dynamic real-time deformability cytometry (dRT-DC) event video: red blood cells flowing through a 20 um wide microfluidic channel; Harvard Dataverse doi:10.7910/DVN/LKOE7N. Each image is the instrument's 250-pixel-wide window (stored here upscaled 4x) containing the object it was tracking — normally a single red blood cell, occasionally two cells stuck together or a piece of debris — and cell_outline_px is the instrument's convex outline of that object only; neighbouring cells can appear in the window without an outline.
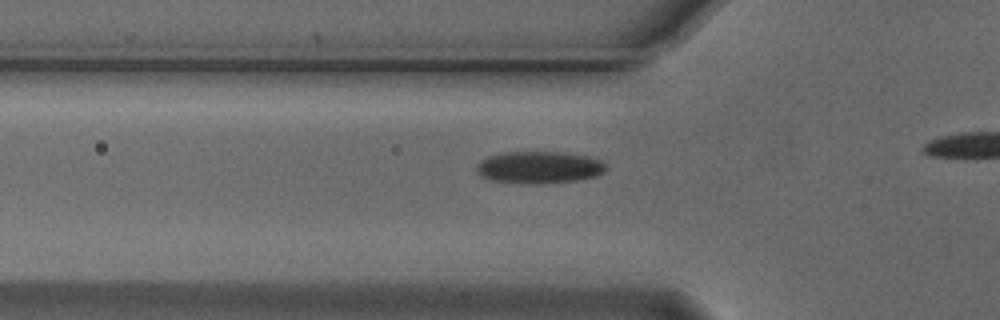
{"species": "Egyptian fruit bat (a non-hibernating species)", "species_latin": "Rousettus aegyptiacus", "temperature_condition": "cold", "stored_images_in_passage": 15, "camera_frame_rate_fps": 3000, "um_per_image_px": 0.085, "animal": {"sex": "male"}, "frame": {"image": 1, "passage_image": 6, "time_ms": 1.667, "image_size_px": [1000, 320], "cell_outline_px": [[608, 168], [604, 172], [596, 176], [576, 180], [540, 184], [528, 184], [488, 180], [480, 176], [476, 172], [476, 164], [480, 160], [488, 156], [504, 152], [564, 152], [588, 156], [600, 160]], "centroid_in_image_um": [45.79, 14.23], "position_along_channel_um": 80.0, "area_um2": 24.51}}
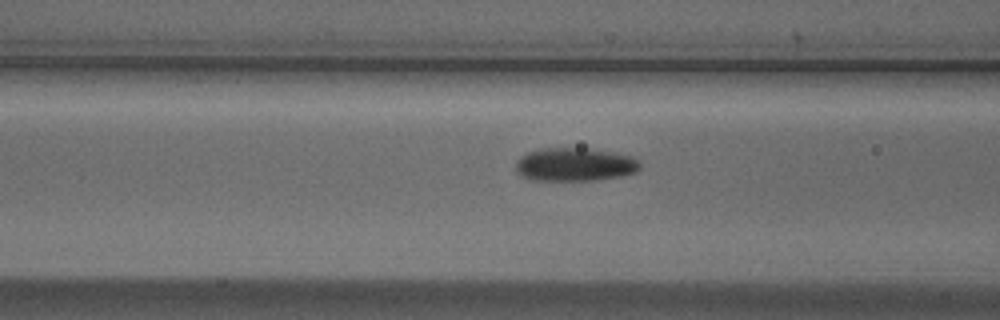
{"frame": {"image": 2, "passage_image": 9, "time_ms": 2.667, "image_size_px": [1000, 320], "cell_outline_px": [[640, 168], [636, 172], [620, 176], [596, 180], [532, 180], [520, 176], [516, 172], [516, 160], [520, 156], [536, 148], [588, 148], [612, 152], [632, 156], [640, 160]], "centroid_in_image_um": [48.84, 13.97], "position_along_channel_um": 117.8, "area_um2": 24.45}}
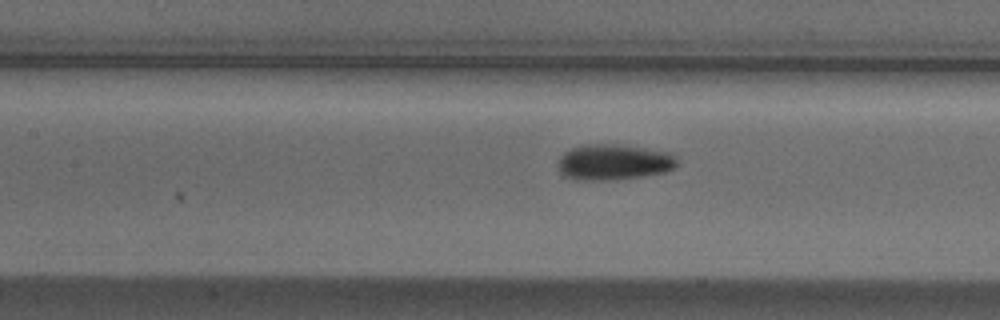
{"frame": {"image": 3, "passage_image": 12, "time_ms": 3.667, "image_size_px": [1000, 320], "cell_outline_px": [[680, 164], [668, 172], [616, 180], [576, 180], [560, 176], [556, 168], [556, 160], [564, 152], [572, 148], [584, 144], [620, 144], [672, 152], [676, 156]], "centroid_in_image_um": [52.15, 13.79], "position_along_channel_um": 155.3, "area_um2": 25.78}}